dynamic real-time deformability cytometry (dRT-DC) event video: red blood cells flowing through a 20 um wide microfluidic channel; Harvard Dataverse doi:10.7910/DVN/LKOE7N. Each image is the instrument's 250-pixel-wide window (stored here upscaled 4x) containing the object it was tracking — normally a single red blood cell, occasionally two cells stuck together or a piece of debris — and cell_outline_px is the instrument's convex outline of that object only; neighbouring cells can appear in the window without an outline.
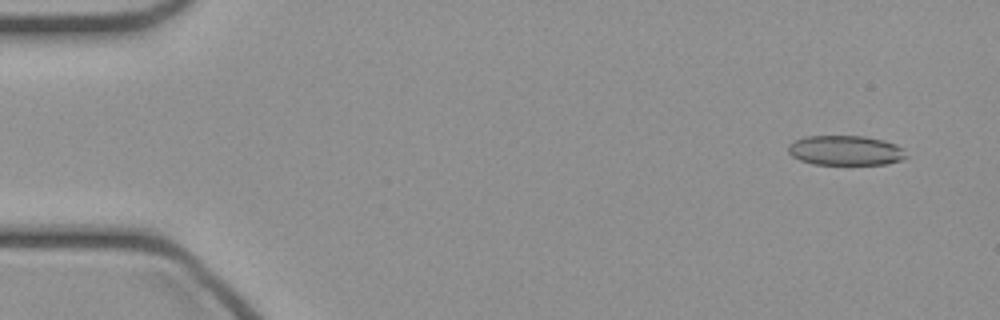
{"species": "common noctule bat (a hibernating species)", "species_latin": "Nyctalus noctula", "temperature_condition": "cold", "stored_images_in_passage": 46, "camera_frame_rate_fps": 3000, "um_per_image_px": 0.085, "animal": {"sex": "female", "body_mass_g": 21.9}, "frame": {"image": 1, "passage_image": 3, "time_ms": 0.667, "image_size_px": [1000, 320], "cell_outline_px": [[908, 156], [900, 160], [888, 164], [812, 164], [800, 160], [792, 156], [788, 152], [788, 144], [804, 136], [864, 136], [884, 140], [896, 144], [904, 148]], "centroid_in_image_um": [71.88, 12.78], "position_along_channel_um": 13.1, "area_um2": 20.63}}
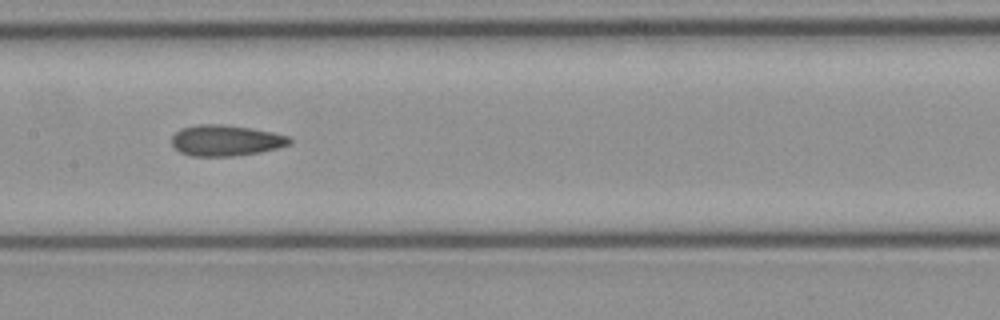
{"frame": {"image": 2, "passage_image": 23, "time_ms": 7.333, "image_size_px": [1000, 320], "cell_outline_px": [[292, 144], [260, 152], [232, 156], [192, 156], [180, 152], [172, 144], [172, 136], [180, 128], [196, 124], [224, 124], [252, 128], [272, 132], [288, 136], [292, 140]], "centroid_in_image_um": [19.19, 11.93], "position_along_channel_um": 188.2, "area_um2": 21.33}}
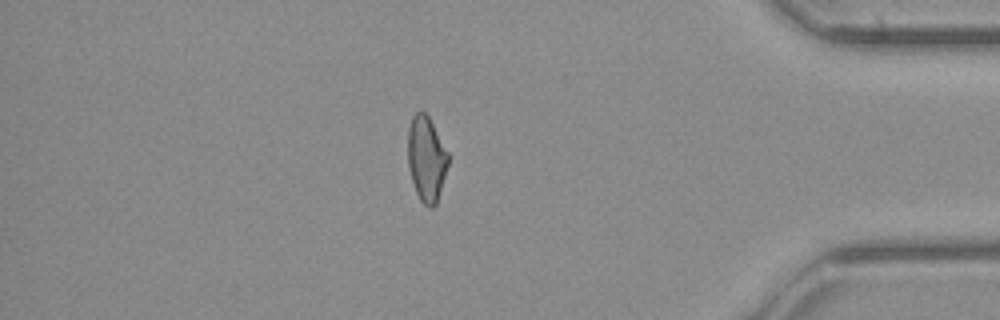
{"frame": {"image": 3, "passage_image": 40, "time_ms": 13.0, "image_size_px": [1000, 320], "cell_outline_px": [[448, 164], [436, 204], [432, 208], [428, 208], [420, 200], [416, 192], [412, 180], [408, 164], [408, 128], [412, 116], [416, 112], [424, 112], [428, 116], [448, 152]], "centroid_in_image_um": [36.23, 13.5], "position_along_channel_um": 399.0, "area_um2": 19.77}}